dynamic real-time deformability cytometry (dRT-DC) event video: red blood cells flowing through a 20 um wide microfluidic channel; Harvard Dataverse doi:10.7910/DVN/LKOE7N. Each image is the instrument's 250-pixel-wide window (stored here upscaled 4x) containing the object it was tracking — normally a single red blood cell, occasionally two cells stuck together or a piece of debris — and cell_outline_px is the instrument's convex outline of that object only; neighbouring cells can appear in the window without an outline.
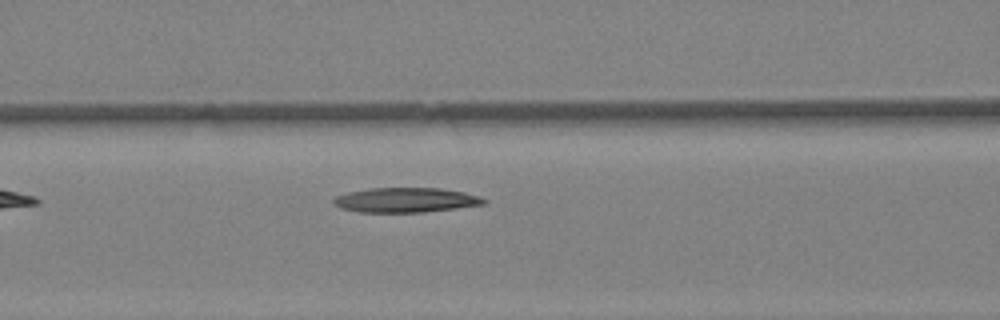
{"species": "Egyptian fruit bat (a non-hibernating species)", "species_latin": "Rousettus aegyptiacus", "temperature_condition": "warm", "stored_images_in_passage": 11, "camera_frame_rate_fps": 3000, "um_per_image_px": 0.085, "animal": {"sex": "female"}, "frame": {"image": 1, "passage_image": 5, "time_ms": 1.333, "image_size_px": [1000, 320], "cell_outline_px": [[488, 200], [484, 204], [424, 212], [360, 212], [340, 208], [332, 204], [332, 200], [336, 196], [348, 192], [368, 188], [440, 188], [464, 192], [480, 196]], "centroid_in_image_um": [34.46, 17.0], "position_along_channel_um": 132.1, "area_um2": 21.68}}
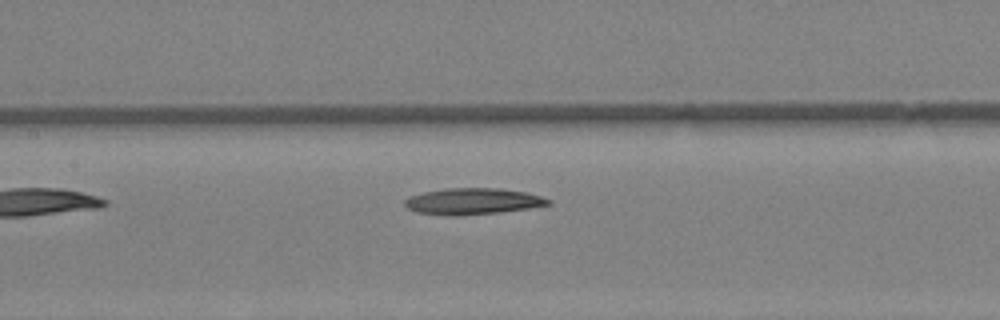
{"frame": {"image": 2, "passage_image": 7, "time_ms": 2.0, "image_size_px": [1000, 320], "cell_outline_px": [[552, 204], [528, 208], [500, 212], [460, 216], [448, 216], [416, 212], [408, 208], [404, 204], [404, 200], [408, 196], [424, 192], [444, 188], [496, 188], [528, 192], [552, 200]], "centroid_in_image_um": [40.17, 17.11], "position_along_channel_um": 167.2, "area_um2": 22.2}}
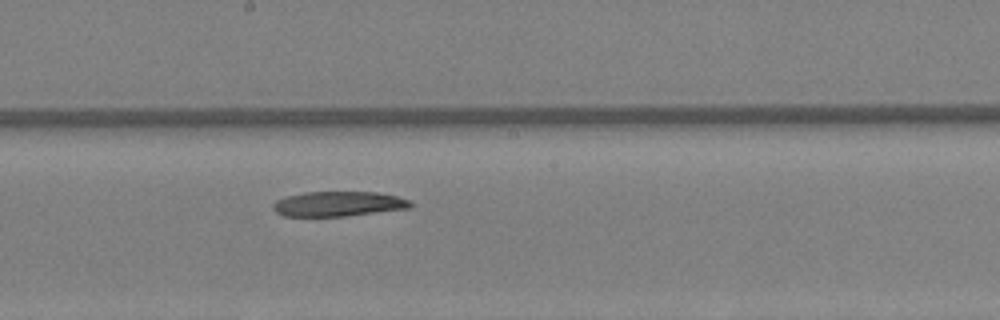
{"frame": {"image": 3, "passage_image": 10, "time_ms": 3.0, "image_size_px": [1000, 320], "cell_outline_px": [[412, 208], [344, 216], [284, 216], [276, 212], [272, 208], [272, 204], [276, 200], [288, 196], [304, 192], [376, 192], [396, 196], [408, 200], [412, 204]], "centroid_in_image_um": [28.74, 17.33], "position_along_channel_um": 219.5, "area_um2": 19.88}}